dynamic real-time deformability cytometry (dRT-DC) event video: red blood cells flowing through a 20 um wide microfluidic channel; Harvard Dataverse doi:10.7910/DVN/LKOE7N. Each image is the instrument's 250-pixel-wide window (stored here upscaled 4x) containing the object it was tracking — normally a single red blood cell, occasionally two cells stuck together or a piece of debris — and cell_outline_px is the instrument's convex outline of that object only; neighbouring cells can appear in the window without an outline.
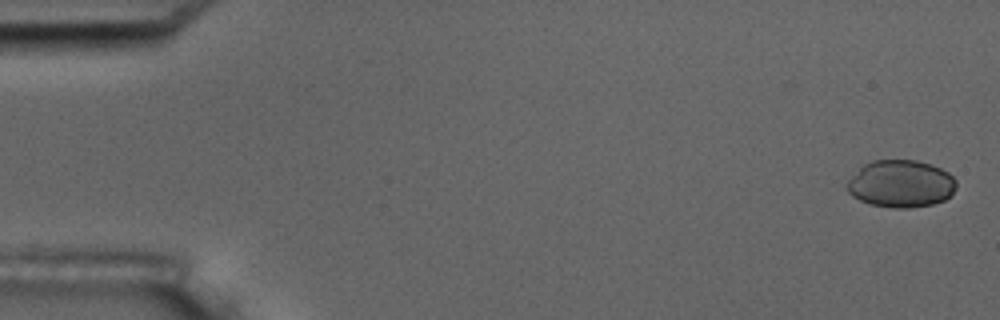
{"species": "common noctule bat (a hibernating species)", "species_latin": "Nyctalus noctula", "temperature_condition": "room temperature", "stored_images_in_passage": 6, "camera_frame_rate_fps": 3000, "um_per_image_px": 0.085, "animal": {"sex": "male", "body_mass_g": 17.5, "forearm_length_mm": 52.3}, "frame": {"image": 1, "passage_image": 1, "time_ms": 0.0, "image_size_px": [1000, 320], "cell_outline_px": [[956, 188], [944, 200], [932, 204], [908, 208], [892, 208], [872, 204], [860, 200], [852, 196], [848, 192], [848, 180], [864, 164], [872, 160], [916, 160], [940, 168], [948, 172], [956, 180]], "centroid_in_image_um": [76.57, 15.62], "position_along_channel_um": 8.4, "area_um2": 29.88}}
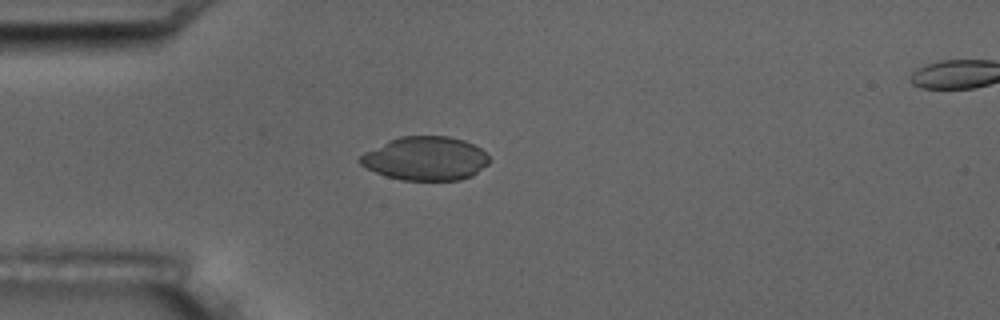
{"frame": {"image": 2, "passage_image": 5, "time_ms": 4.667, "image_size_px": [1000, 320], "cell_outline_px": [[492, 160], [488, 164], [472, 176], [460, 180], [400, 180], [384, 176], [360, 164], [356, 160], [364, 152], [388, 140], [400, 136], [448, 136], [464, 140], [480, 148]], "centroid_in_image_um": [36.15, 13.47], "position_along_channel_um": 48.8, "area_um2": 33.12}}